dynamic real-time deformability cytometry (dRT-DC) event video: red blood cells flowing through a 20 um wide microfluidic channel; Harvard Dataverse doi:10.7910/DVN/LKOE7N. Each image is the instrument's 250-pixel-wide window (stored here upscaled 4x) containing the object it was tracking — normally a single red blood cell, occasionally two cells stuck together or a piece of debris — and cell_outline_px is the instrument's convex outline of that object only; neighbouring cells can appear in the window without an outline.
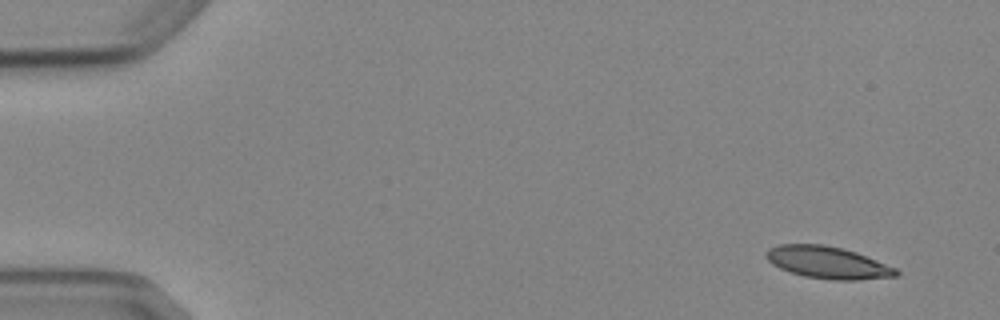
{"species": "Egyptian fruit bat (a non-hibernating species)", "species_latin": "Rousettus aegyptiacus", "temperature_condition": "cold", "stored_images_in_passage": 4, "camera_frame_rate_fps": 3000, "um_per_image_px": 0.085, "animal": {"sex": "female"}, "frame": {"image": 1, "passage_image": 1, "time_ms": 0.0, "image_size_px": [1000, 320], "cell_outline_px": [[900, 272], [896, 276], [856, 280], [832, 280], [804, 276], [780, 268], [772, 264], [764, 256], [764, 252], [768, 248], [780, 244], [824, 244], [844, 248], [856, 252], [896, 268]], "centroid_in_image_um": [70.33, 22.3], "position_along_channel_um": 14.7, "area_um2": 24.33}}